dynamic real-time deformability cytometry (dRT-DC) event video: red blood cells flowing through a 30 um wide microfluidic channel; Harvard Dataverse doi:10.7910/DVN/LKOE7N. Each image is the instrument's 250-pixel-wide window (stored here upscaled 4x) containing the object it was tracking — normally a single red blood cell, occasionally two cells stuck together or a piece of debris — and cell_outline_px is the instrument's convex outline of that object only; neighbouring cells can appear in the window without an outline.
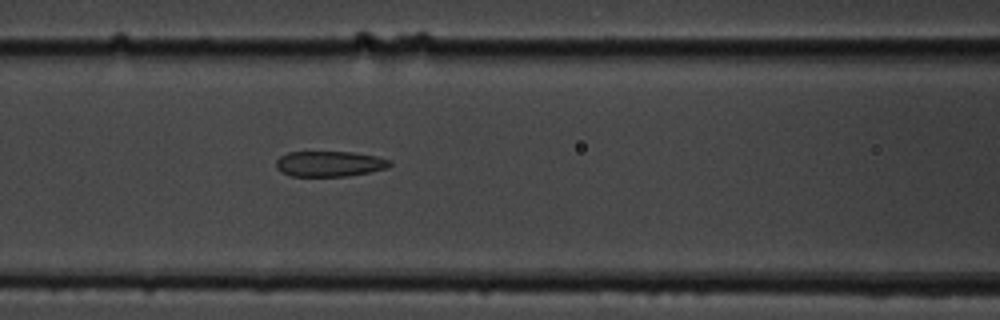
{"species": "common noctule bat (a hibernating species)", "species_latin": "Nyctalus noctula", "temperature_condition": "cold", "stored_images_in_passage": 3, "camera_frame_rate_fps": 3000, "um_per_image_px": 0.085, "animal": {"sex": "male", "body_mass_g": 19.5, "forearm_length_mm": 54.6}, "frame": {"image": 1, "passage_image": 3, "time_ms": 2.333, "image_size_px": [1000, 320], "cell_outline_px": [[392, 164], [388, 168], [348, 176], [292, 176], [280, 172], [276, 168], [276, 160], [280, 156], [288, 152], [352, 152], [376, 156], [388, 160]], "centroid_in_image_um": [27.97, 13.92], "position_along_channel_um": 138.6, "area_um2": 16.88}}